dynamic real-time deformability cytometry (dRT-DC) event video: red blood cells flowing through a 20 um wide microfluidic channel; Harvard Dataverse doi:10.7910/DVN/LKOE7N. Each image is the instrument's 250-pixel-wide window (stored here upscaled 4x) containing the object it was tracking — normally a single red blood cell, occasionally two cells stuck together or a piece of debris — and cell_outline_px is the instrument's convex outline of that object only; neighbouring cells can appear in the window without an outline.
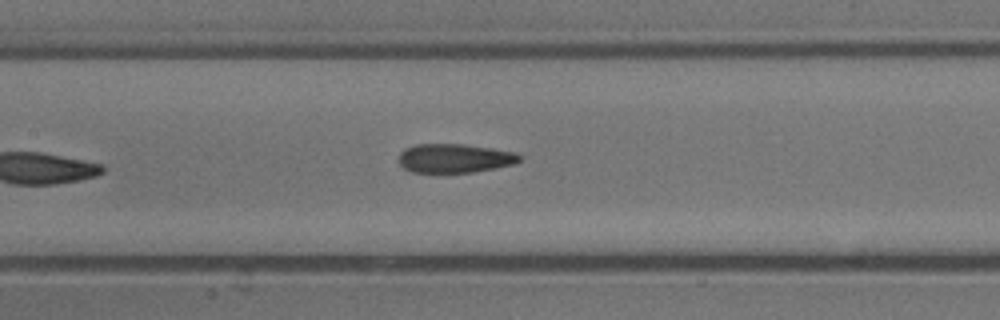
{"species": "common noctule bat (a hibernating species)", "species_latin": "Nyctalus noctula", "temperature_condition": "cold", "stored_images_in_passage": 7, "camera_frame_rate_fps": 3000, "um_per_image_px": 0.085, "animal": {"sex": "male", "body_mass_g": 13.3}, "frame": {"image": 1, "passage_image": 7, "time_ms": 2.0, "image_size_px": [1000, 320], "cell_outline_px": [[520, 160], [516, 164], [496, 168], [472, 172], [412, 172], [404, 168], [396, 160], [400, 152], [404, 148], [416, 144], [464, 144], [492, 148], [516, 152], [520, 156]], "centroid_in_image_um": [38.62, 13.44], "position_along_channel_um": 168.8, "area_um2": 20.58}}